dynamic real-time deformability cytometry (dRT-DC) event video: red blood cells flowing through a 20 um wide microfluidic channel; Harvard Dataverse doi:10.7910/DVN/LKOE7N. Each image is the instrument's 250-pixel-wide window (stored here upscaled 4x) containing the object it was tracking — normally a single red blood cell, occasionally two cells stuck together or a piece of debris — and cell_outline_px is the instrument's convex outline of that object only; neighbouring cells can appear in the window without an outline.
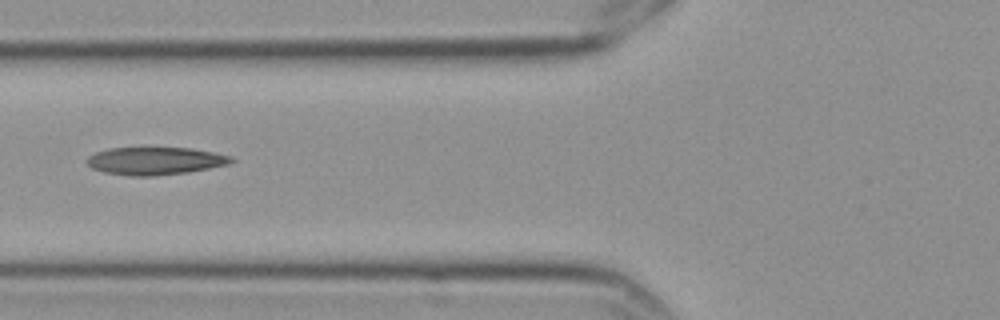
{"species": "Egyptian fruit bat (a non-hibernating species)", "species_latin": "Rousettus aegyptiacus", "temperature_condition": "cold", "stored_images_in_passage": 8, "camera_frame_rate_fps": 3000, "um_per_image_px": 0.085, "frame": {"image": 1, "passage_image": 8, "time_ms": 2.333, "image_size_px": [1000, 320], "cell_outline_px": [[236, 160], [228, 164], [188, 172], [156, 176], [132, 176], [104, 172], [92, 168], [88, 164], [88, 156], [96, 152], [108, 148], [192, 148], [232, 156]], "centroid_in_image_um": [13.2, 13.68], "position_along_channel_um": 112.6, "area_um2": 23.18}}